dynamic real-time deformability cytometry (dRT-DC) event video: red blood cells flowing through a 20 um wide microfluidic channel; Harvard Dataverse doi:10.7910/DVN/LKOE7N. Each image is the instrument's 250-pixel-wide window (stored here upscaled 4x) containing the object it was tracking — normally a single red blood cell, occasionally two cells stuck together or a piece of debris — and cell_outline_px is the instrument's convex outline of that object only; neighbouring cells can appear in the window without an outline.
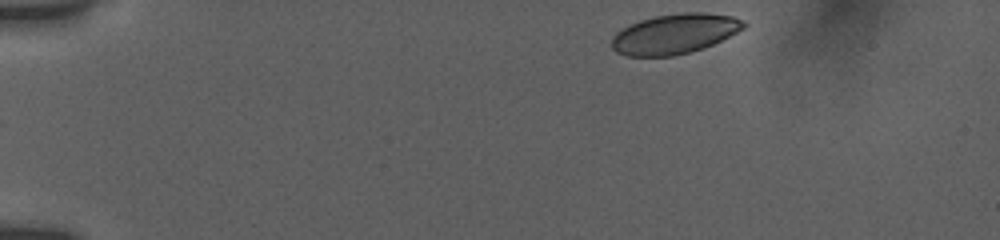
{"species": "human", "species_latin": "Homo sapiens", "temperature_condition": "room temperature", "stored_images_in_passage": 43, "camera_frame_rate_fps": 3000, "um_per_image_px": 0.085, "donor": {"sex": "female"}, "frame": {"image": 1, "passage_image": 1, "time_ms": 0.0, "image_size_px": [1000, 240], "cell_outline_px": [[748, 24], [744, 28], [704, 48], [672, 56], [628, 56], [616, 52], [612, 48], [612, 36], [616, 32], [640, 20], [656, 16], [684, 12], [704, 12], [732, 16], [744, 20]], "centroid_in_image_um": [57.35, 2.87], "position_along_channel_um": 27.7, "area_um2": 30.52}}
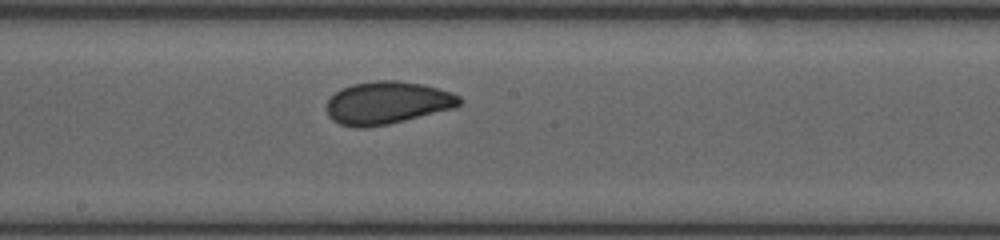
{"frame": {"image": 2, "passage_image": 23, "time_ms": 7.333, "image_size_px": [1000, 240], "cell_outline_px": [[464, 100], [456, 108], [388, 124], [364, 128], [356, 128], [340, 124], [332, 120], [328, 116], [324, 108], [328, 100], [340, 88], [352, 84], [376, 80], [396, 80], [424, 84], [452, 92], [460, 96]], "centroid_in_image_um": [32.92, 8.74], "position_along_channel_um": 215.3, "area_um2": 33.47}}
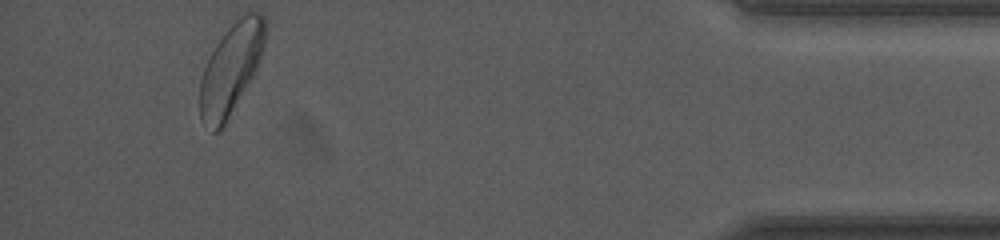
{"frame": {"image": 3, "passage_image": 43, "time_ms": 14.0, "image_size_px": [1000, 240], "cell_outline_px": [[268, 24], [264, 48], [256, 72], [224, 124], [216, 132], [212, 132], [200, 120], [200, 80], [208, 56], [216, 44], [236, 16], [244, 12], [260, 12], [264, 16]], "centroid_in_image_um": [19.66, 5.77], "position_along_channel_um": 415.5, "area_um2": 34.97}, "authors_computed_cell_mechanics": {"area_um2": 32.368, "velocity_mm_per_s": 3.8226, "shape_relaxation_time_tau1_ms": 4.4799, "shape_relaxation_time_tau2_ms": 1.0255, "deformation_change_tau1": 0.1268, "deformation_change_tau2": 0.0493}}